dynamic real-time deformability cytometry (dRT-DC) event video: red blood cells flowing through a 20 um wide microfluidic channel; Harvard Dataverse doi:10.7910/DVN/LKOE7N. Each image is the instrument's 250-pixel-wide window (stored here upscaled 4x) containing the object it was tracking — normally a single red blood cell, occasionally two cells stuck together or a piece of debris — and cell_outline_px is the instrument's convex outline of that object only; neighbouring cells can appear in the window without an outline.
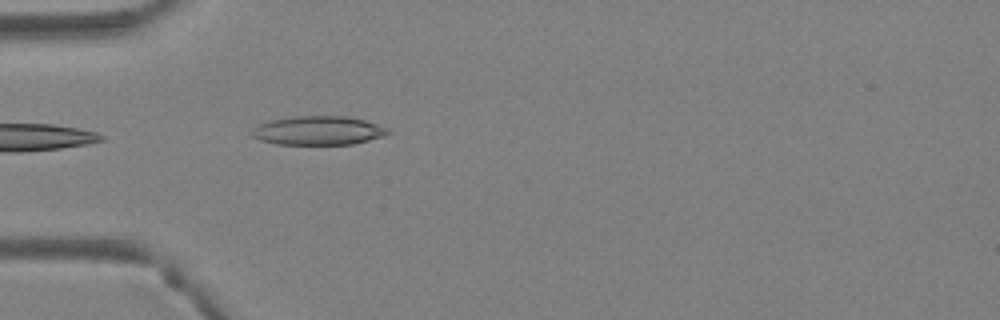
{"species": "Egyptian fruit bat (a non-hibernating species)", "species_latin": "Rousettus aegyptiacus", "temperature_condition": "warm", "stored_images_in_passage": 3, "camera_frame_rate_fps": 3000, "um_per_image_px": 0.085, "animal": {"sex": "female"}, "frame": {"image": 1, "passage_image": 3, "time_ms": 0.667, "image_size_px": [1000, 320], "cell_outline_px": [[392, 132], [384, 136], [352, 144], [276, 144], [260, 140], [252, 136], [252, 132], [260, 124], [268, 120], [296, 116], [348, 116], [364, 120], [388, 128]], "centroid_in_image_um": [27.08, 11.09], "position_along_channel_um": 57.9, "area_um2": 22.77}}